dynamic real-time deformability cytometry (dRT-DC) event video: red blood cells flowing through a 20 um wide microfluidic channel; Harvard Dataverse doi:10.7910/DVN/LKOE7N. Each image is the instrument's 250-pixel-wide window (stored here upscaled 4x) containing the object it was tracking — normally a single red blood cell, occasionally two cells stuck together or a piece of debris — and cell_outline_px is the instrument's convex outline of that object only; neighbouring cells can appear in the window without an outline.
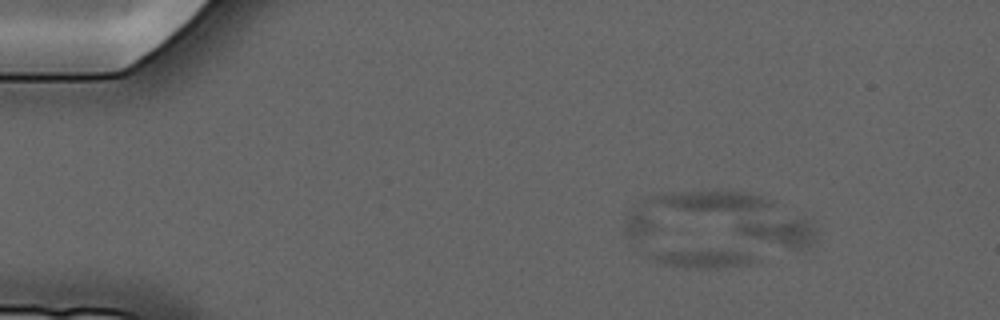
{"species": "common noctule bat (a hibernating species)", "species_latin": "Nyctalus noctula", "temperature_condition": "cold", "stored_images_in_passage": 10, "camera_frame_rate_fps": 3000, "um_per_image_px": 0.085, "animal": {"sex": "male", "forearm_length_mm": 52.5}, "frame": {"image": 1, "passage_image": 1, "time_ms": 0.0, "image_size_px": [1000, 320], "cell_outline_px": [[756, 260], [748, 264], [716, 268], [684, 268], [664, 264], [652, 260], [644, 256], [652, 252], [740, 252]], "centroid_in_image_um": [59.57, 22.04], "position_along_channel_um": 25.4, "area_um2": 10.17}}